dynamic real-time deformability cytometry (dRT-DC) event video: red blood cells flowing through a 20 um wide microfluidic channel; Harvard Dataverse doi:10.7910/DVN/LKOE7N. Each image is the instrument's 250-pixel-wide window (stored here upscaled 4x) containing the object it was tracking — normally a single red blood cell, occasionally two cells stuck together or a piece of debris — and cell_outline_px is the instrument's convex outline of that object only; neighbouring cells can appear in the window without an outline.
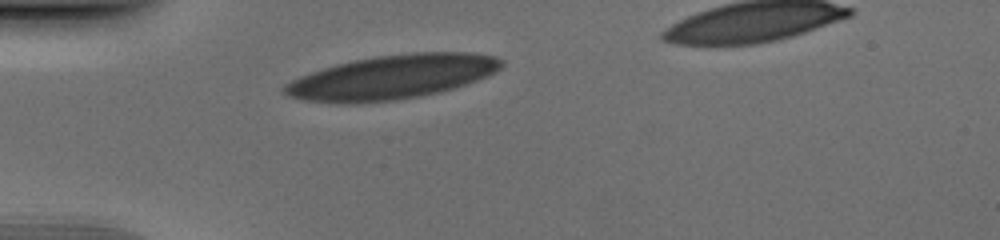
{"species": "human", "species_latin": "Homo sapiens", "temperature_condition": "cold", "stored_images_in_passage": 30, "camera_frame_rate_fps": 3000, "um_per_image_px": 0.085, "donor": {"sex": "male"}, "frame": {"image": 1, "passage_image": 1, "time_ms": 0.0, "image_size_px": [1000, 240], "cell_outline_px": [[504, 64], [496, 72], [488, 76], [440, 92], [420, 96], [392, 100], [348, 104], [344, 104], [304, 100], [288, 96], [280, 92], [280, 88], [284, 84], [300, 76], [336, 64], [376, 56], [412, 52], [468, 52], [496, 56], [504, 60]], "centroid_in_image_um": [33.31, 6.55], "position_along_channel_um": 51.7, "area_um2": 55.78}}
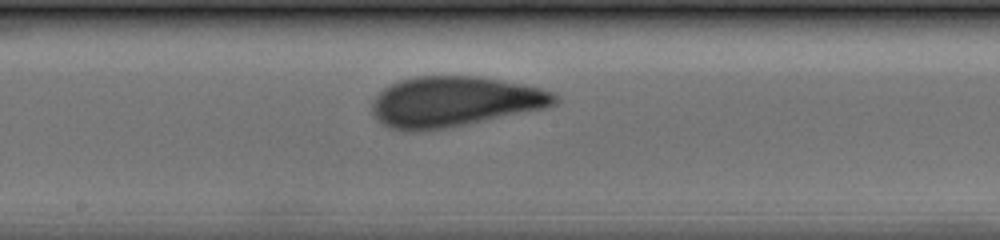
{"frame": {"image": 2, "passage_image": 14, "time_ms": 4.333, "image_size_px": [1000, 240], "cell_outline_px": [[560, 100], [556, 104], [544, 108], [444, 128], [420, 132], [404, 132], [388, 128], [376, 120], [372, 112], [372, 100], [384, 88], [400, 80], [416, 76], [476, 76], [524, 84], [540, 88], [552, 92]], "centroid_in_image_um": [38.56, 8.65], "position_along_channel_um": 209.6, "area_um2": 53.47}}
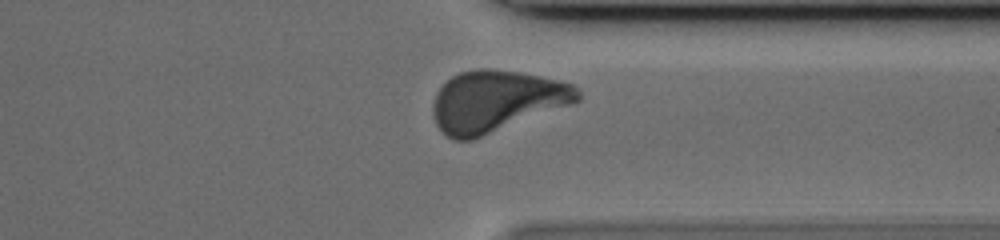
{"frame": {"image": 3, "passage_image": 26, "time_ms": 8.333, "image_size_px": [1000, 240], "cell_outline_px": [[580, 100], [572, 104], [472, 140], [452, 140], [444, 136], [440, 132], [436, 124], [432, 112], [432, 104], [436, 92], [452, 76], [460, 72], [480, 68], [488, 68], [516, 72], [540, 76], [560, 80], [576, 84], [580, 92]], "centroid_in_image_um": [42.17, 8.61], "position_along_channel_um": 369.2, "area_um2": 52.08}}